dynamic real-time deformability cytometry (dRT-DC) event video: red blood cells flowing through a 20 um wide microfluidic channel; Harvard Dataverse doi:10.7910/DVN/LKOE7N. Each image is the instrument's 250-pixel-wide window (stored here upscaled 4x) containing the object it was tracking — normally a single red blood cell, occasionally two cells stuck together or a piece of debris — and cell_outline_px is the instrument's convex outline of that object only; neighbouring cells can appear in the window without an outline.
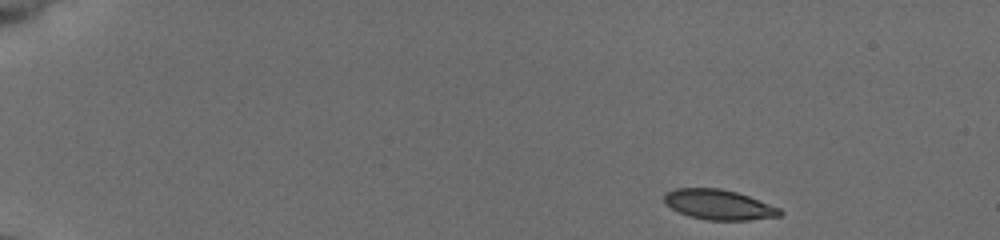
{"species": "common noctule bat (a hibernating species)", "species_latin": "Nyctalus noctula", "temperature_condition": "cold", "stored_images_in_passage": 47, "camera_frame_rate_fps": 3000, "um_per_image_px": 0.085, "animal": {"sex": "female", "body_mass_g": 19.5, "forearm_length_mm": 54.1}, "frame": {"image": 1, "passage_image": 1, "time_ms": 0.0, "image_size_px": [1000, 240], "cell_outline_px": [[784, 212], [780, 216], [748, 220], [708, 220], [688, 216], [664, 204], [664, 196], [668, 192], [676, 188], [720, 188], [736, 192], [748, 196], [780, 208]], "centroid_in_image_um": [61.1, 17.4], "position_along_channel_um": 23.9, "area_um2": 20.17}}
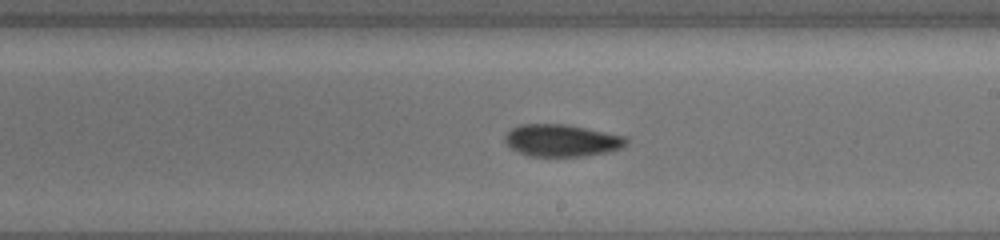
{"frame": {"image": 2, "passage_image": 27, "time_ms": 8.667, "image_size_px": [1000, 240], "cell_outline_px": [[628, 144], [624, 148], [612, 152], [584, 156], [528, 156], [512, 148], [504, 140], [504, 136], [512, 128], [520, 124], [564, 124], [624, 136], [628, 140]], "centroid_in_image_um": [47.79, 11.95], "position_along_channel_um": 241.2, "area_um2": 22.72}}
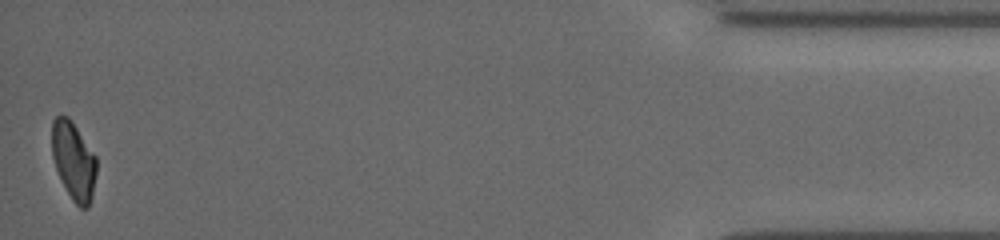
{"frame": {"image": 3, "passage_image": 47, "time_ms": 15.333, "image_size_px": [1000, 240], "cell_outline_px": [[96, 172], [92, 196], [88, 208], [80, 208], [72, 200], [56, 168], [52, 156], [52, 120], [56, 116], [68, 116], [72, 120], [96, 156]], "centroid_in_image_um": [6.26, 13.64], "position_along_channel_um": 428.9, "area_um2": 20.11}, "authors_computed_cell_mechanics": {"area_um2": 21.8484, "velocity_mm_per_s": 3.9098, "shape_relaxation_time_tau1_ms": 7.2874, "shape_relaxation_time_tau2_ms": null, "deformation_change_tau1": 0.168, "deformation_change_tau2": null}}